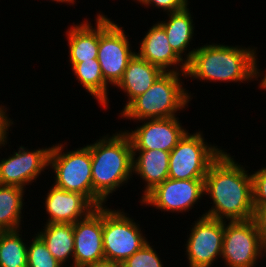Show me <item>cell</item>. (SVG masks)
Wrapping results in <instances>:
<instances>
[{"mask_svg":"<svg viewBox=\"0 0 266 267\" xmlns=\"http://www.w3.org/2000/svg\"><path fill=\"white\" fill-rule=\"evenodd\" d=\"M234 156L223 153L210 165L204 179V190L212 206L204 216L220 221H242L253 217L251 172L238 164Z\"/></svg>","mask_w":266,"mask_h":267,"instance_id":"6da1fadb","label":"cell"},{"mask_svg":"<svg viewBox=\"0 0 266 267\" xmlns=\"http://www.w3.org/2000/svg\"><path fill=\"white\" fill-rule=\"evenodd\" d=\"M257 47L206 43L194 51L187 63L186 77L202 82L249 83L254 81Z\"/></svg>","mask_w":266,"mask_h":267,"instance_id":"7a4b0ae2","label":"cell"},{"mask_svg":"<svg viewBox=\"0 0 266 267\" xmlns=\"http://www.w3.org/2000/svg\"><path fill=\"white\" fill-rule=\"evenodd\" d=\"M100 138L86 146L91 154L93 193L105 204L133 177V150L124 130Z\"/></svg>","mask_w":266,"mask_h":267,"instance_id":"3957f363","label":"cell"},{"mask_svg":"<svg viewBox=\"0 0 266 267\" xmlns=\"http://www.w3.org/2000/svg\"><path fill=\"white\" fill-rule=\"evenodd\" d=\"M181 77L186 79V72H163L146 92L120 111L119 117L137 123L146 119L177 116L181 110H186L193 99L191 92L183 86Z\"/></svg>","mask_w":266,"mask_h":267,"instance_id":"277c9868","label":"cell"},{"mask_svg":"<svg viewBox=\"0 0 266 267\" xmlns=\"http://www.w3.org/2000/svg\"><path fill=\"white\" fill-rule=\"evenodd\" d=\"M65 145L56 143L51 146L49 168L54 171V186L84 195L95 207L105 204L93 193L92 161L87 146L63 152Z\"/></svg>","mask_w":266,"mask_h":267,"instance_id":"5b68a950","label":"cell"},{"mask_svg":"<svg viewBox=\"0 0 266 267\" xmlns=\"http://www.w3.org/2000/svg\"><path fill=\"white\" fill-rule=\"evenodd\" d=\"M215 144H208L203 131L187 132L170 151L169 178L204 180L210 165L223 153Z\"/></svg>","mask_w":266,"mask_h":267,"instance_id":"8992f818","label":"cell"},{"mask_svg":"<svg viewBox=\"0 0 266 267\" xmlns=\"http://www.w3.org/2000/svg\"><path fill=\"white\" fill-rule=\"evenodd\" d=\"M124 211L123 208L119 210L103 206L104 256L106 260L118 263H123L148 242L139 222Z\"/></svg>","mask_w":266,"mask_h":267,"instance_id":"52a82bcc","label":"cell"},{"mask_svg":"<svg viewBox=\"0 0 266 267\" xmlns=\"http://www.w3.org/2000/svg\"><path fill=\"white\" fill-rule=\"evenodd\" d=\"M124 27L111 21L103 12L99 13V47L97 59L104 81L115 86L121 80L128 62L137 53L131 47L129 35ZM133 49V50H132Z\"/></svg>","mask_w":266,"mask_h":267,"instance_id":"ba28073f","label":"cell"},{"mask_svg":"<svg viewBox=\"0 0 266 267\" xmlns=\"http://www.w3.org/2000/svg\"><path fill=\"white\" fill-rule=\"evenodd\" d=\"M264 250L253 219L225 221L221 258L226 267H256Z\"/></svg>","mask_w":266,"mask_h":267,"instance_id":"9c48e42d","label":"cell"},{"mask_svg":"<svg viewBox=\"0 0 266 267\" xmlns=\"http://www.w3.org/2000/svg\"><path fill=\"white\" fill-rule=\"evenodd\" d=\"M191 224L193 225L185 243V258L188 259V265L212 267L215 261L221 258L225 221L202 214Z\"/></svg>","mask_w":266,"mask_h":267,"instance_id":"30bf717a","label":"cell"},{"mask_svg":"<svg viewBox=\"0 0 266 267\" xmlns=\"http://www.w3.org/2000/svg\"><path fill=\"white\" fill-rule=\"evenodd\" d=\"M204 196V180L168 178L148 192L140 200V206H152L164 213H183L195 208Z\"/></svg>","mask_w":266,"mask_h":267,"instance_id":"8fae6325","label":"cell"},{"mask_svg":"<svg viewBox=\"0 0 266 267\" xmlns=\"http://www.w3.org/2000/svg\"><path fill=\"white\" fill-rule=\"evenodd\" d=\"M17 149L11 156L0 159V185L25 189L49 168L51 147L29 150L21 145Z\"/></svg>","mask_w":266,"mask_h":267,"instance_id":"7c38bea8","label":"cell"},{"mask_svg":"<svg viewBox=\"0 0 266 267\" xmlns=\"http://www.w3.org/2000/svg\"><path fill=\"white\" fill-rule=\"evenodd\" d=\"M179 117L146 119L134 130H124L129 136L132 150H162L170 152L188 132Z\"/></svg>","mask_w":266,"mask_h":267,"instance_id":"4fadbf2b","label":"cell"},{"mask_svg":"<svg viewBox=\"0 0 266 267\" xmlns=\"http://www.w3.org/2000/svg\"><path fill=\"white\" fill-rule=\"evenodd\" d=\"M73 267H84L105 259L103 250V206L73 224Z\"/></svg>","mask_w":266,"mask_h":267,"instance_id":"5bb4252c","label":"cell"},{"mask_svg":"<svg viewBox=\"0 0 266 267\" xmlns=\"http://www.w3.org/2000/svg\"><path fill=\"white\" fill-rule=\"evenodd\" d=\"M45 196L46 224H74L96 209L84 195L60 189L53 184Z\"/></svg>","mask_w":266,"mask_h":267,"instance_id":"9a60e30c","label":"cell"},{"mask_svg":"<svg viewBox=\"0 0 266 267\" xmlns=\"http://www.w3.org/2000/svg\"><path fill=\"white\" fill-rule=\"evenodd\" d=\"M149 28L136 54L163 72H186L187 64L171 48L164 28L158 22Z\"/></svg>","mask_w":266,"mask_h":267,"instance_id":"2e32d148","label":"cell"},{"mask_svg":"<svg viewBox=\"0 0 266 267\" xmlns=\"http://www.w3.org/2000/svg\"><path fill=\"white\" fill-rule=\"evenodd\" d=\"M170 152L133 150V175L142 178L144 190L140 200L155 186L169 178Z\"/></svg>","mask_w":266,"mask_h":267,"instance_id":"e0dca14e","label":"cell"},{"mask_svg":"<svg viewBox=\"0 0 266 267\" xmlns=\"http://www.w3.org/2000/svg\"><path fill=\"white\" fill-rule=\"evenodd\" d=\"M95 16V26L86 19L80 24H75L68 27L66 31L67 45L69 48L68 62L71 63V68L82 61L97 59L99 47V13Z\"/></svg>","mask_w":266,"mask_h":267,"instance_id":"ac0fdd59","label":"cell"},{"mask_svg":"<svg viewBox=\"0 0 266 267\" xmlns=\"http://www.w3.org/2000/svg\"><path fill=\"white\" fill-rule=\"evenodd\" d=\"M190 11L188 5L181 11L166 13L168 15L167 20L157 21L164 28L171 48L186 64L191 60L194 51L197 49L196 47L191 50V47H188L190 42L194 40L195 33L194 17H192Z\"/></svg>","mask_w":266,"mask_h":267,"instance_id":"d6986e66","label":"cell"},{"mask_svg":"<svg viewBox=\"0 0 266 267\" xmlns=\"http://www.w3.org/2000/svg\"><path fill=\"white\" fill-rule=\"evenodd\" d=\"M163 71L140 58L137 54L128 62L121 80L115 86L127 96L123 110L138 96L146 92Z\"/></svg>","mask_w":266,"mask_h":267,"instance_id":"ffe728a7","label":"cell"},{"mask_svg":"<svg viewBox=\"0 0 266 267\" xmlns=\"http://www.w3.org/2000/svg\"><path fill=\"white\" fill-rule=\"evenodd\" d=\"M44 228V229H43ZM36 233L46 244L53 257L64 267H73L74 234L71 223L45 224ZM68 262V264H66ZM70 262V263H69Z\"/></svg>","mask_w":266,"mask_h":267,"instance_id":"44dd1931","label":"cell"},{"mask_svg":"<svg viewBox=\"0 0 266 267\" xmlns=\"http://www.w3.org/2000/svg\"><path fill=\"white\" fill-rule=\"evenodd\" d=\"M71 69L76 80L79 81L78 83L103 106L102 109L109 108V85L104 81L98 59L82 61L75 64Z\"/></svg>","mask_w":266,"mask_h":267,"instance_id":"7402d4cb","label":"cell"},{"mask_svg":"<svg viewBox=\"0 0 266 267\" xmlns=\"http://www.w3.org/2000/svg\"><path fill=\"white\" fill-rule=\"evenodd\" d=\"M25 192L17 186L0 185V231L22 230Z\"/></svg>","mask_w":266,"mask_h":267,"instance_id":"603a6c76","label":"cell"},{"mask_svg":"<svg viewBox=\"0 0 266 267\" xmlns=\"http://www.w3.org/2000/svg\"><path fill=\"white\" fill-rule=\"evenodd\" d=\"M22 233L21 229L0 231V267H27L28 241Z\"/></svg>","mask_w":266,"mask_h":267,"instance_id":"cb8c5ba5","label":"cell"},{"mask_svg":"<svg viewBox=\"0 0 266 267\" xmlns=\"http://www.w3.org/2000/svg\"><path fill=\"white\" fill-rule=\"evenodd\" d=\"M27 247V267H64L48 250L43 240L35 233Z\"/></svg>","mask_w":266,"mask_h":267,"instance_id":"d4e9b609","label":"cell"},{"mask_svg":"<svg viewBox=\"0 0 266 267\" xmlns=\"http://www.w3.org/2000/svg\"><path fill=\"white\" fill-rule=\"evenodd\" d=\"M150 244L149 241L146 242L138 251L121 263L122 267H164L159 253Z\"/></svg>","mask_w":266,"mask_h":267,"instance_id":"484cf974","label":"cell"},{"mask_svg":"<svg viewBox=\"0 0 266 267\" xmlns=\"http://www.w3.org/2000/svg\"><path fill=\"white\" fill-rule=\"evenodd\" d=\"M254 207L266 205V166L251 173Z\"/></svg>","mask_w":266,"mask_h":267,"instance_id":"4316f807","label":"cell"},{"mask_svg":"<svg viewBox=\"0 0 266 267\" xmlns=\"http://www.w3.org/2000/svg\"><path fill=\"white\" fill-rule=\"evenodd\" d=\"M138 1L140 5L145 7H154L159 10L162 9L163 12L172 13L185 9L189 5V0H135Z\"/></svg>","mask_w":266,"mask_h":267,"instance_id":"83f0119b","label":"cell"},{"mask_svg":"<svg viewBox=\"0 0 266 267\" xmlns=\"http://www.w3.org/2000/svg\"><path fill=\"white\" fill-rule=\"evenodd\" d=\"M258 234L260 236V240L264 246L266 247V205L261 207H254L253 217H252Z\"/></svg>","mask_w":266,"mask_h":267,"instance_id":"f1b7e54d","label":"cell"},{"mask_svg":"<svg viewBox=\"0 0 266 267\" xmlns=\"http://www.w3.org/2000/svg\"><path fill=\"white\" fill-rule=\"evenodd\" d=\"M7 110L10 109H7L5 105L0 104V146L9 139V129H11L10 127L15 123L9 117Z\"/></svg>","mask_w":266,"mask_h":267,"instance_id":"f546056e","label":"cell"},{"mask_svg":"<svg viewBox=\"0 0 266 267\" xmlns=\"http://www.w3.org/2000/svg\"><path fill=\"white\" fill-rule=\"evenodd\" d=\"M257 60H258V56H257V51L255 50V54H254V80L258 81V78H260L261 81L259 82L258 86L262 90L266 91V70L264 71L262 68L259 67V65H258L259 61H257ZM261 70H263V72Z\"/></svg>","mask_w":266,"mask_h":267,"instance_id":"4dcf8cb0","label":"cell"},{"mask_svg":"<svg viewBox=\"0 0 266 267\" xmlns=\"http://www.w3.org/2000/svg\"><path fill=\"white\" fill-rule=\"evenodd\" d=\"M84 267H122V264L104 259L95 263L88 264Z\"/></svg>","mask_w":266,"mask_h":267,"instance_id":"1f68e13d","label":"cell"},{"mask_svg":"<svg viewBox=\"0 0 266 267\" xmlns=\"http://www.w3.org/2000/svg\"><path fill=\"white\" fill-rule=\"evenodd\" d=\"M50 1H53V2H56L57 3H66V5H74L75 2H77L76 0H50ZM69 3V4H68Z\"/></svg>","mask_w":266,"mask_h":267,"instance_id":"d6a6232c","label":"cell"},{"mask_svg":"<svg viewBox=\"0 0 266 267\" xmlns=\"http://www.w3.org/2000/svg\"><path fill=\"white\" fill-rule=\"evenodd\" d=\"M7 143L9 144L8 140L5 141V143H3V144L0 146V149H1L2 147H5V146L7 145Z\"/></svg>","mask_w":266,"mask_h":267,"instance_id":"836d02e7","label":"cell"},{"mask_svg":"<svg viewBox=\"0 0 266 267\" xmlns=\"http://www.w3.org/2000/svg\"><path fill=\"white\" fill-rule=\"evenodd\" d=\"M265 258H266V247H265V250H264V259L263 260H265Z\"/></svg>","mask_w":266,"mask_h":267,"instance_id":"e575fe53","label":"cell"}]
</instances>
